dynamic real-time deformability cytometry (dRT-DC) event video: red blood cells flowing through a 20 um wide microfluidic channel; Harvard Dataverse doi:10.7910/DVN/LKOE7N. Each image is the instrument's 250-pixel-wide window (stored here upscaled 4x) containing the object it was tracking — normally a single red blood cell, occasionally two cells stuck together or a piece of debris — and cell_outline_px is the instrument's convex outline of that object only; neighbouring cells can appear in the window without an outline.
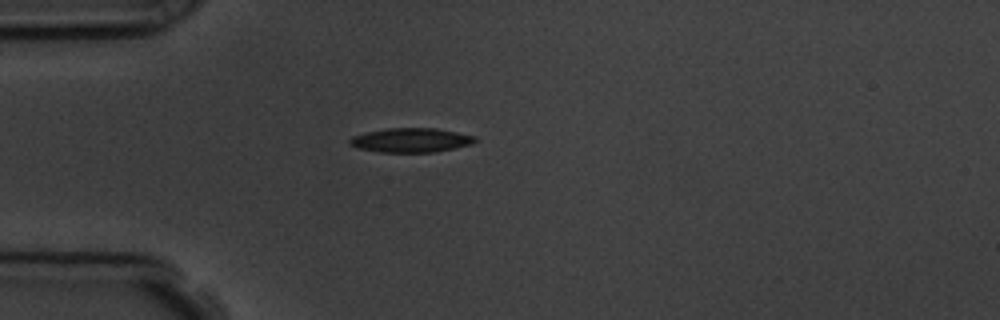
{"species": "common noctule bat (a hibernating species)", "species_latin": "Nyctalus noctula", "temperature_condition": "room temperature", "stored_images_in_passage": 2, "camera_frame_rate_fps": 3000, "um_per_image_px": 0.085, "animal": {"sex": "male", "body_mass_g": 19.5, "forearm_length_mm": 54.6}, "frame": {"image": 1, "passage_image": 1, "time_ms": 0.0, "image_size_px": [1000, 320], "cell_outline_px": [[476, 140], [472, 144], [456, 148], [432, 152], [380, 152], [356, 148], [348, 144], [348, 140], [352, 136], [364, 132], [388, 128], [436, 128], [476, 136]], "centroid_in_image_um": [34.89, 11.91], "position_along_channel_um": 50.1, "area_um2": 17.86}}